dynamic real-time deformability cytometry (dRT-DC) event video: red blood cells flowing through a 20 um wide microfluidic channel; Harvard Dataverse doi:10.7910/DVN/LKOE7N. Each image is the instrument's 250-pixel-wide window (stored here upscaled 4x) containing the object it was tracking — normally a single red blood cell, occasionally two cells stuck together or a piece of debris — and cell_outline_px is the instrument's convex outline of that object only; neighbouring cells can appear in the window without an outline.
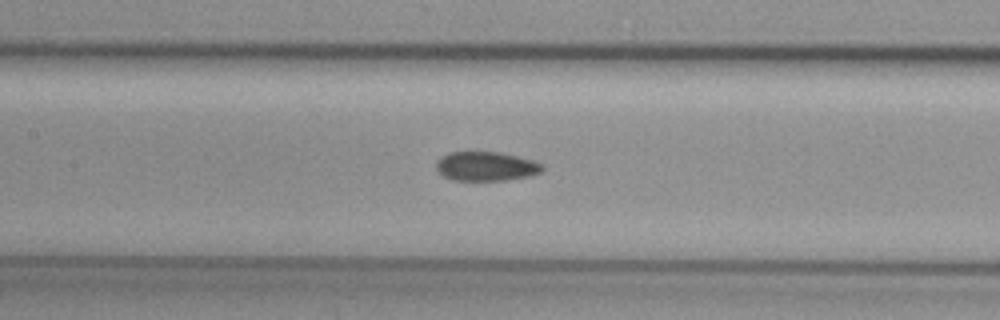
{"species": "common noctule bat (a hibernating species)", "species_latin": "Nyctalus noctula", "temperature_condition": "cold", "stored_images_in_passage": 34, "camera_frame_rate_fps": 3000, "um_per_image_px": 0.085, "animal": {"sex": "female", "body_mass_g": 29.2, "forearm_length_mm": 56.3}, "frame": {"image": 1, "passage_image": 15, "time_ms": 4.667, "image_size_px": [1000, 320], "cell_outline_px": [[544, 168], [540, 172], [528, 176], [504, 180], [452, 180], [444, 176], [436, 168], [436, 160], [448, 152], [500, 152], [532, 160], [544, 164]], "centroid_in_image_um": [41.3, 14.13], "position_along_channel_um": 166.1, "area_um2": 17.98}}
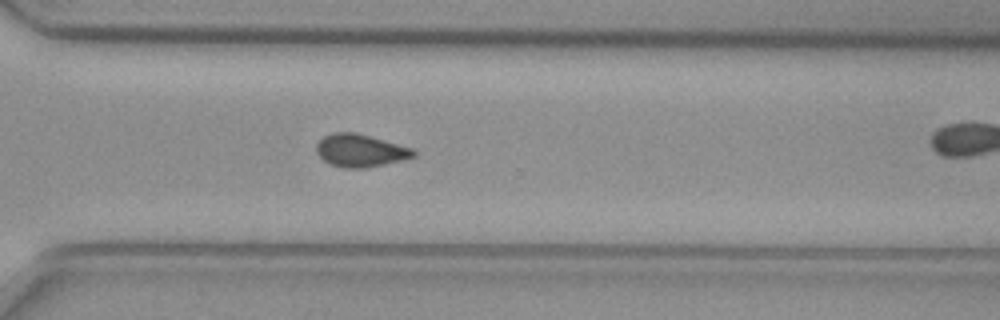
{"frame": {"image": 2, "passage_image": 29, "time_ms": 9.333, "image_size_px": [1000, 320], "cell_outline_px": [[416, 156], [404, 160], [364, 168], [344, 168], [328, 164], [316, 152], [316, 144], [324, 136], [332, 132], [352, 132], [368, 136], [412, 148], [416, 152]], "centroid_in_image_um": [30.61, 12.81], "position_along_channel_um": 340.0, "area_um2": 18.38}}